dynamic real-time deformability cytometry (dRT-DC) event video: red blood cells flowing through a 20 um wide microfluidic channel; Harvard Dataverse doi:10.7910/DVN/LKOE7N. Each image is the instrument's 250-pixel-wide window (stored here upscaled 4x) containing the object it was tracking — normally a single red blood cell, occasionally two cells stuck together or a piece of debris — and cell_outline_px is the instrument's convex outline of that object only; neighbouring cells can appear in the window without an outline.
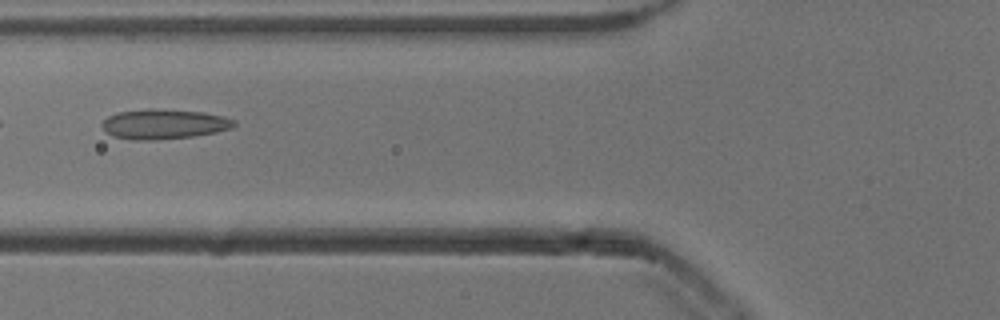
{"species": "common noctule bat (a hibernating species)", "species_latin": "Nyctalus noctula", "temperature_condition": "cold", "stored_images_in_passage": 19, "camera_frame_rate_fps": 3000, "um_per_image_px": 0.085, "animal": {"sex": "male", "body_mass_g": 13.3}, "frame": {"image": 1, "passage_image": 4, "time_ms": 1.0, "image_size_px": [1000, 320], "cell_outline_px": [[236, 124], [232, 128], [216, 132], [192, 136], [156, 140], [132, 140], [112, 136], [100, 124], [108, 116], [120, 112], [148, 108], [156, 108], [204, 112], [236, 120]], "centroid_in_image_um": [13.93, 10.54], "position_along_channel_um": 111.9, "area_um2": 23.0}}